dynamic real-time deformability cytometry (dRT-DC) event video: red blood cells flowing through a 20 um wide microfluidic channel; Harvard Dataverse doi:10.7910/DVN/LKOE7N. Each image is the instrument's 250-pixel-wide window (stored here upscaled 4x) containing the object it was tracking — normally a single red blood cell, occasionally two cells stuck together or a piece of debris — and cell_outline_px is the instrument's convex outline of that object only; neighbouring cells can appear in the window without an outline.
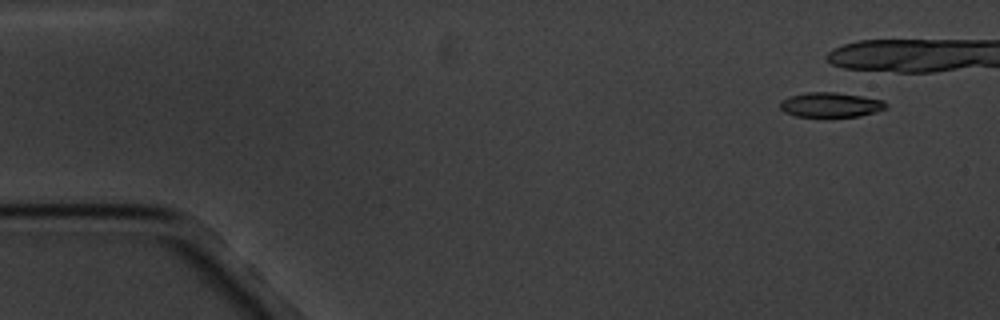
{"species": "common noctule bat (a hibernating species)", "species_latin": "Nyctalus noctula", "temperature_condition": "cold", "stored_images_in_passage": 5, "segment_of_instrument_passage": [2, 2], "camera_frame_rate_fps": 3000, "um_per_image_px": 0.085, "animal": {"sex": "male", "body_mass_g": 20.1, "forearm_length_mm": 53.5}, "frame": {"image": 1, "passage_image": 5, "time_ms": 4.667, "image_size_px": [1000, 320], "cell_outline_px": [[888, 108], [876, 112], [860, 116], [796, 116], [784, 112], [780, 108], [780, 100], [788, 96], [808, 92], [836, 92], [884, 100], [888, 104]], "centroid_in_image_um": [70.61, 8.9], "position_along_channel_um": 14.4, "area_um2": 15.32}}